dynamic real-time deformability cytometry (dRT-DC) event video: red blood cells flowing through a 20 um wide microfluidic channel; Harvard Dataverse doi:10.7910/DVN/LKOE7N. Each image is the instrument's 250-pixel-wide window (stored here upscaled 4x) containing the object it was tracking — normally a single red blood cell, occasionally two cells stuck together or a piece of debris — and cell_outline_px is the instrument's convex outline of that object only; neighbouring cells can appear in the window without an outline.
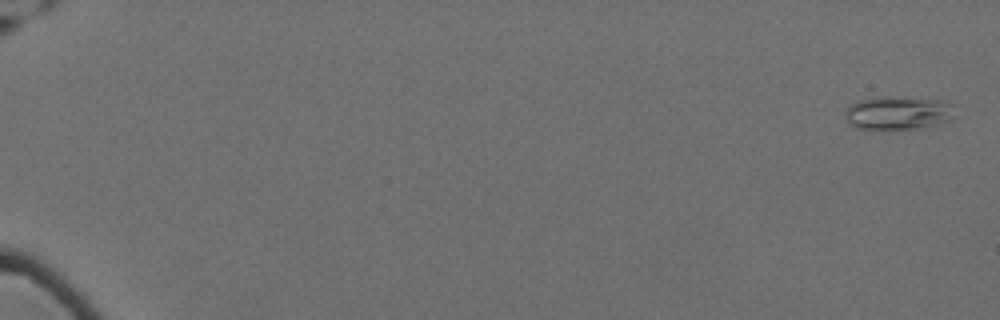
{"species": "Egyptian fruit bat (a non-hibernating species)", "species_latin": "Rousettus aegyptiacus", "temperature_condition": "cold", "stored_images_in_passage": 61, "camera_frame_rate_fps": 3000, "um_per_image_px": 0.085, "animal": {"sex": "female"}, "frame": {"image": 1, "passage_image": 2, "time_ms": 0.333, "image_size_px": [1000, 320], "cell_outline_px": [[956, 120], [920, 128], [888, 132], [880, 132], [856, 128], [848, 124], [844, 116], [844, 108], [848, 104], [856, 100], [948, 100], [956, 104]], "centroid_in_image_um": [76.37, 9.71], "position_along_channel_um": 8.6, "area_um2": 21.91}}
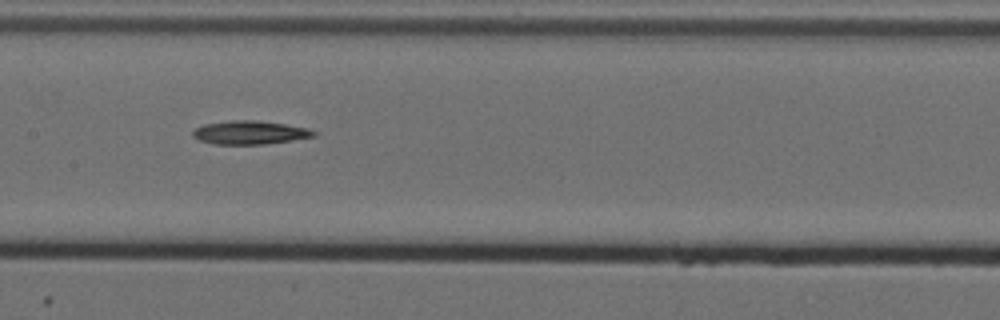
{"frame": {"image": 2, "passage_image": 34, "time_ms": 11.0, "image_size_px": [1000, 320], "cell_outline_px": [[316, 136], [292, 140], [264, 144], [216, 144], [200, 140], [192, 136], [192, 132], [196, 128], [204, 124], [232, 120], [256, 120], [284, 124], [308, 128], [316, 132]], "centroid_in_image_um": [21.24, 11.26], "position_along_channel_um": 186.2, "area_um2": 16.42}}
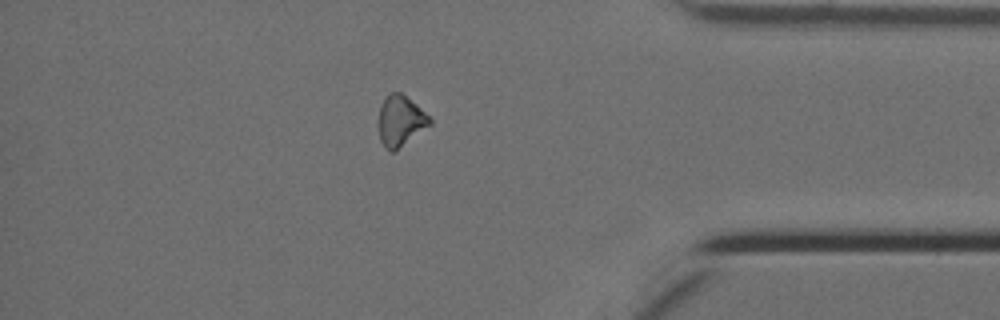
{"frame": {"image": 3, "passage_image": 54, "time_ms": 17.667, "image_size_px": [1000, 320], "cell_outline_px": [[432, 124], [392, 152], [380, 140], [380, 104], [384, 96], [388, 92], [400, 92], [416, 104], [432, 120]], "centroid_in_image_um": [34.05, 10.22], "position_along_channel_um": 401.2, "area_um2": 14.68}}